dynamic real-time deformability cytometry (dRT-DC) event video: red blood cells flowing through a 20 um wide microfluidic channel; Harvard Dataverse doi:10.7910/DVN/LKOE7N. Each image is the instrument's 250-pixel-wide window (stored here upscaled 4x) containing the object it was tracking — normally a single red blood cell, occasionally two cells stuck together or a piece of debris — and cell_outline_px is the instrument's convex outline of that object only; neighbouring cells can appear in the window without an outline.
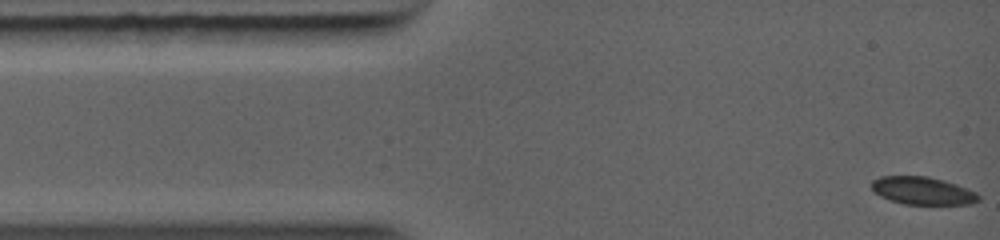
{"species": "common noctule bat (a hibernating species)", "species_latin": "Nyctalus noctula", "temperature_condition": "warm", "stored_images_in_passage": 53, "camera_frame_rate_fps": 5000, "um_per_image_px": 0.085, "animal": {"sex": "female", "body_mass_g": 19.0, "forearm_length_mm": 56.7}, "frame": {"image": 1, "passage_image": 1, "time_ms": 0.0, "image_size_px": [1000, 240], "cell_outline_px": [[976, 200], [956, 204], [912, 204], [896, 200], [884, 196], [876, 192], [872, 188], [872, 180], [884, 176], [920, 176], [940, 180], [964, 188], [972, 192], [976, 196]], "centroid_in_image_um": [78.32, 16.19], "position_along_channel_um": 6.7, "area_um2": 15.84}}
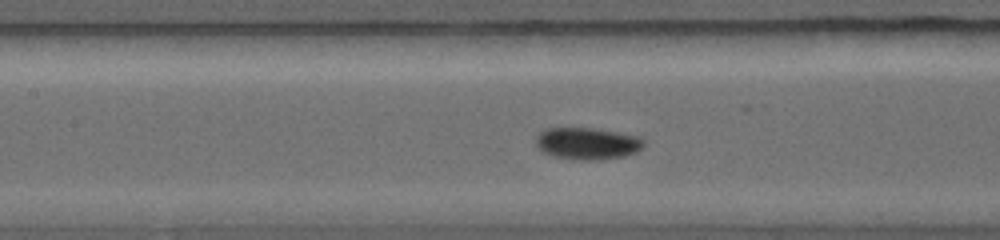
{"frame": {"image": 2, "passage_image": 25, "time_ms": 4.6, "image_size_px": [1000, 240], "cell_outline_px": [[640, 144], [632, 152], [616, 156], [564, 156], [548, 152], [540, 144], [540, 132], [548, 128], [588, 128], [628, 136], [640, 140]], "centroid_in_image_um": [49.84, 12.11], "position_along_channel_um": 157.6, "area_um2": 16.7}}
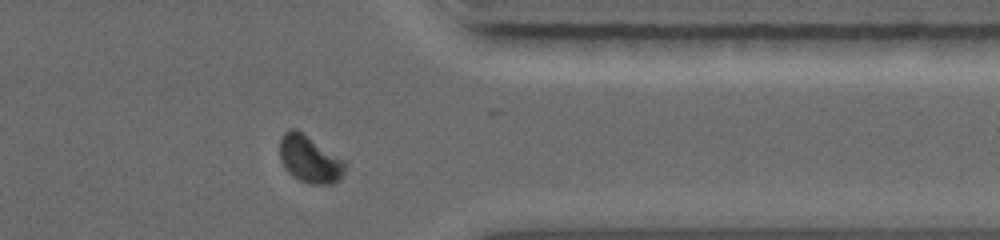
{"frame": {"image": 3, "passage_image": 47, "time_ms": 9.4, "image_size_px": [1000, 240], "cell_outline_px": [[344, 164], [340, 176], [336, 180], [300, 180], [284, 164], [280, 156], [280, 140], [284, 132], [292, 128], [300, 132], [340, 160]], "centroid_in_image_um": [26.2, 13.43], "position_along_channel_um": 385.2, "area_um2": 15.55}}